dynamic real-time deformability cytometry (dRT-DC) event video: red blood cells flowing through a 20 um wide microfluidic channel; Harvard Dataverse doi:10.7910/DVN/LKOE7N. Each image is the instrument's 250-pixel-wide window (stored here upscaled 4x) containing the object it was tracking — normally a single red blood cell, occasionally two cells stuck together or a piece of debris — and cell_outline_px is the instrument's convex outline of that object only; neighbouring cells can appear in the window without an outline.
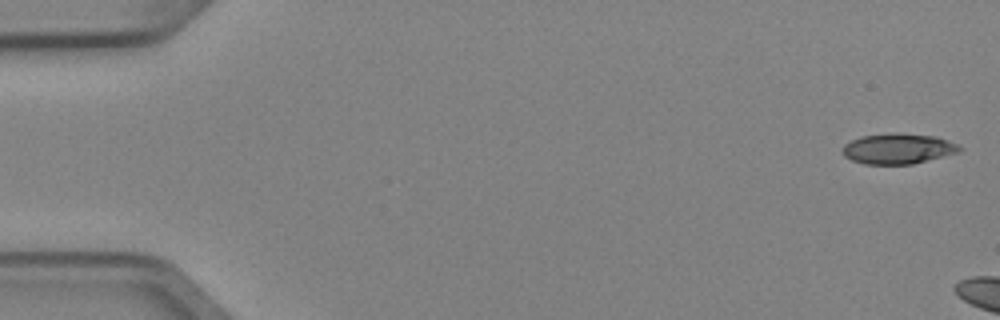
{"species": "Egyptian fruit bat (a non-hibernating species)", "species_latin": "Rousettus aegyptiacus", "temperature_condition": "cold", "stored_images_in_passage": 3, "camera_frame_rate_fps": 3000, "um_per_image_px": 0.085, "animal": {"sex": "female"}, "frame": {"image": 1, "passage_image": 1, "time_ms": 0.0, "image_size_px": [1000, 320], "cell_outline_px": [[964, 148], [960, 152], [912, 164], [864, 164], [852, 160], [844, 156], [840, 152], [844, 144], [860, 136], [936, 136], [956, 144]], "centroid_in_image_um": [76.31, 12.7], "position_along_channel_um": 8.7, "area_um2": 19.83}}